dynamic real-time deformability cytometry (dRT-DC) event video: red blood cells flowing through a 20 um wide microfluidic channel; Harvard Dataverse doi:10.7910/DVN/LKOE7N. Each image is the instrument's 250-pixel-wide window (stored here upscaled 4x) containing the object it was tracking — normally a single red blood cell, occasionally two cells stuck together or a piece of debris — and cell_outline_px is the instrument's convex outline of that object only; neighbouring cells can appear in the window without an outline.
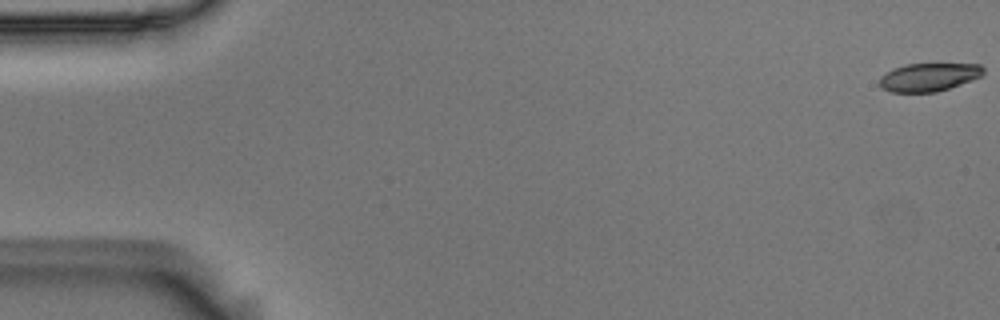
{"species": "Egyptian fruit bat (a non-hibernating species)", "species_latin": "Rousettus aegyptiacus", "temperature_condition": "room temperature", "stored_images_in_passage": 56, "camera_frame_rate_fps": 3000, "um_per_image_px": 0.085, "animal": {"sex": "male"}, "frame": {"image": 1, "passage_image": 1, "time_ms": 0.0, "image_size_px": [1000, 320], "cell_outline_px": [[984, 72], [980, 76], [972, 80], [936, 92], [892, 92], [884, 88], [880, 84], [880, 76], [892, 68], [904, 64], [980, 64], [984, 68]], "centroid_in_image_um": [78.94, 6.54], "position_along_channel_um": 6.1, "area_um2": 16.94}}
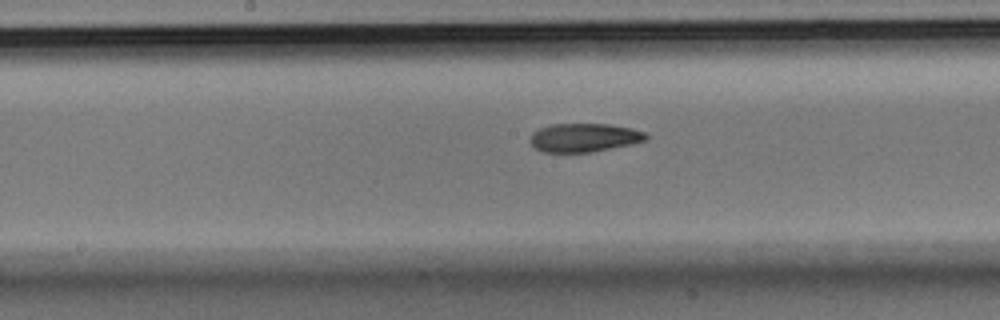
{"frame": {"image": 2, "passage_image": 29, "time_ms": 9.333, "image_size_px": [1000, 320], "cell_outline_px": [[648, 136], [644, 140], [632, 144], [592, 152], [544, 152], [536, 148], [528, 140], [532, 132], [540, 128], [552, 124], [608, 124], [632, 128], [644, 132]], "centroid_in_image_um": [49.63, 11.69], "position_along_channel_um": 198.6, "area_um2": 19.25}}
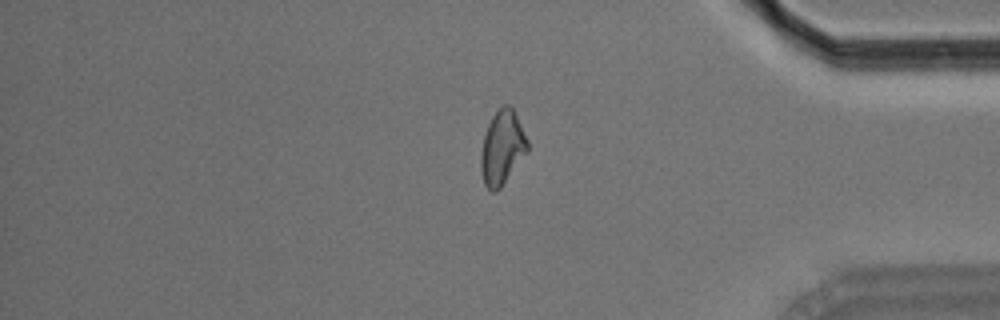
{"frame": {"image": 3, "passage_image": 47, "time_ms": 15.333, "image_size_px": [1000, 320], "cell_outline_px": [[528, 152], [500, 188], [496, 192], [492, 192], [484, 184], [480, 168], [480, 156], [484, 136], [488, 124], [492, 116], [504, 104], [508, 104], [512, 108], [528, 140]], "centroid_in_image_um": [42.68, 12.58], "position_along_channel_um": 392.5, "area_um2": 20.0}, "authors_computed_cell_mechanics": {"area_um2": 19.6809, "velocity_mm_per_s": 3.6362, "shape_relaxation_time_tau1_ms": 9.62, "shape_relaxation_time_tau2_ms": 3.9201, "deformation_change_tau1": 0.202, "deformation_change_tau2": 0.1072}}